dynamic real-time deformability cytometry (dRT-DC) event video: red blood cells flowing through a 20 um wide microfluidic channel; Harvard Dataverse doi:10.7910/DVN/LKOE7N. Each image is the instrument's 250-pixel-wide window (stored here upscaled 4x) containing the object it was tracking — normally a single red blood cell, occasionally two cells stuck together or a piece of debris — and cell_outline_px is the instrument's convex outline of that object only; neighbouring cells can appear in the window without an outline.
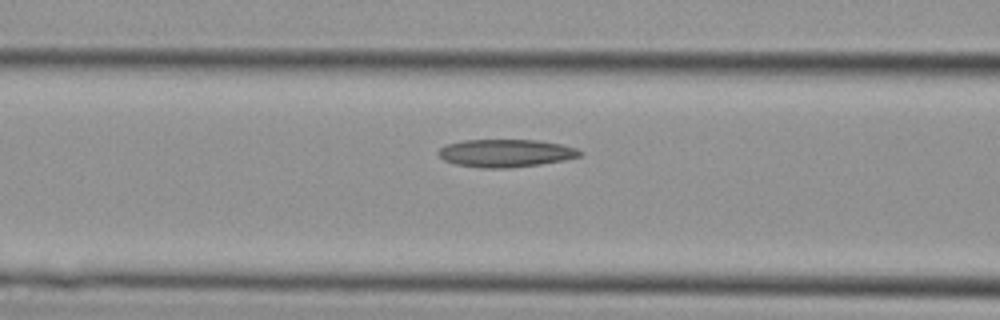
{"species": "Egyptian fruit bat (a non-hibernating species)", "species_latin": "Rousettus aegyptiacus", "temperature_condition": "cold", "stored_images_in_passage": 10, "camera_frame_rate_fps": 3000, "um_per_image_px": 0.085, "animal": {"sex": "female"}, "frame": {"image": 1, "passage_image": 6, "time_ms": 1.667, "image_size_px": [1000, 320], "cell_outline_px": [[584, 152], [580, 156], [564, 160], [540, 164], [508, 168], [480, 168], [456, 164], [444, 160], [436, 152], [440, 148], [448, 144], [464, 140], [540, 140], [560, 144], [576, 148]], "centroid_in_image_um": [42.99, 13.02], "position_along_channel_um": 123.6, "area_um2": 22.89}}
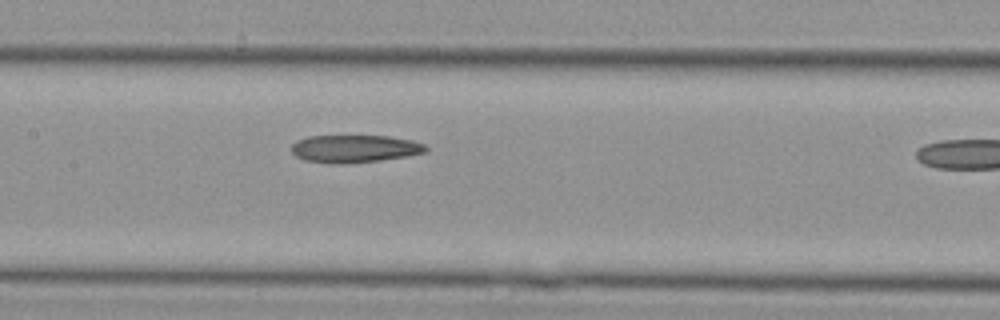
{"frame": {"image": 2, "passage_image": 9, "time_ms": 2.667, "image_size_px": [1000, 320], "cell_outline_px": [[428, 152], [408, 156], [380, 160], [344, 164], [328, 164], [304, 160], [296, 156], [292, 152], [292, 144], [296, 140], [308, 136], [388, 136], [412, 140], [424, 144], [428, 148]], "centroid_in_image_um": [30.14, 12.65], "position_along_channel_um": 177.3, "area_um2": 21.85}}